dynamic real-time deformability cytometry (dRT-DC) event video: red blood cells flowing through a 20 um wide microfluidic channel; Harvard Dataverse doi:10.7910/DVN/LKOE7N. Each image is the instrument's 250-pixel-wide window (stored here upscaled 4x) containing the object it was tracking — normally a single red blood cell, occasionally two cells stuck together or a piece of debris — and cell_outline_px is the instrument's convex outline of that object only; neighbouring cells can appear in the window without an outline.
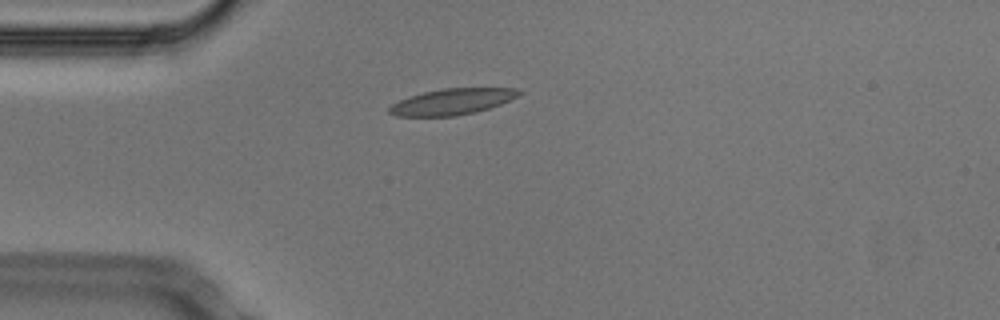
{"species": "Egyptian fruit bat (a non-hibernating species)", "species_latin": "Rousettus aegyptiacus", "temperature_condition": "cold", "stored_images_in_passage": 33, "camera_frame_rate_fps": 3000, "um_per_image_px": 0.085, "animal": {"sex": "male"}, "frame": {"image": 1, "passage_image": 1, "time_ms": 0.0, "image_size_px": [1000, 320], "cell_outline_px": [[524, 92], [500, 104], [476, 112], [456, 116], [396, 116], [388, 112], [388, 108], [392, 104], [408, 96], [440, 88], [516, 88]], "centroid_in_image_um": [38.4, 8.64], "position_along_channel_um": 46.6, "area_um2": 19.65}}
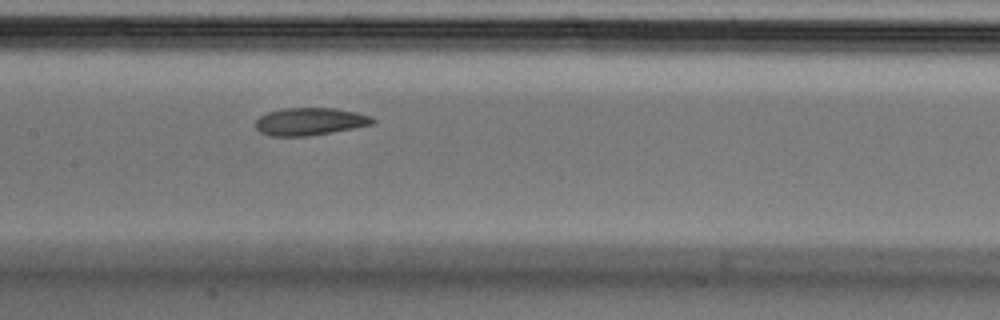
{"frame": {"image": 2, "passage_image": 13, "time_ms": 4.0, "image_size_px": [1000, 320], "cell_outline_px": [[376, 124], [332, 132], [308, 136], [268, 136], [260, 132], [256, 128], [256, 120], [260, 116], [268, 112], [284, 108], [336, 108], [356, 112], [372, 116], [376, 120]], "centroid_in_image_um": [26.38, 10.33], "position_along_channel_um": 181.0, "area_um2": 18.96}}
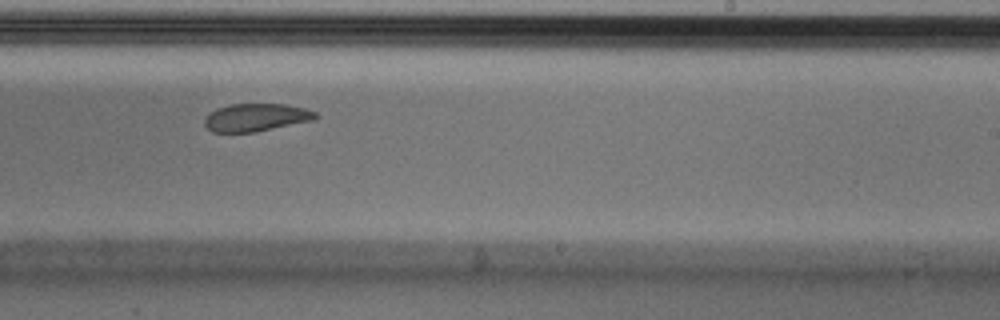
{"frame": {"image": 3, "passage_image": 20, "time_ms": 6.333, "image_size_px": [1000, 320], "cell_outline_px": [[320, 116], [316, 120], [252, 132], [212, 132], [204, 124], [204, 120], [216, 108], [232, 104], [284, 104], [304, 108], [316, 112]], "centroid_in_image_um": [21.81, 9.98], "position_along_channel_um": 267.2, "area_um2": 17.86}, "authors_computed_cell_mechanics": {"area_um2": 19.363, "velocity_mm_per_s": 3.7065, "shape_relaxation_time_tau1_ms": 4.912, "shape_relaxation_time_tau2_ms": 1.4933, "deformation_change_tau1": 0.1238, "deformation_change_tau2": 0.0492}}